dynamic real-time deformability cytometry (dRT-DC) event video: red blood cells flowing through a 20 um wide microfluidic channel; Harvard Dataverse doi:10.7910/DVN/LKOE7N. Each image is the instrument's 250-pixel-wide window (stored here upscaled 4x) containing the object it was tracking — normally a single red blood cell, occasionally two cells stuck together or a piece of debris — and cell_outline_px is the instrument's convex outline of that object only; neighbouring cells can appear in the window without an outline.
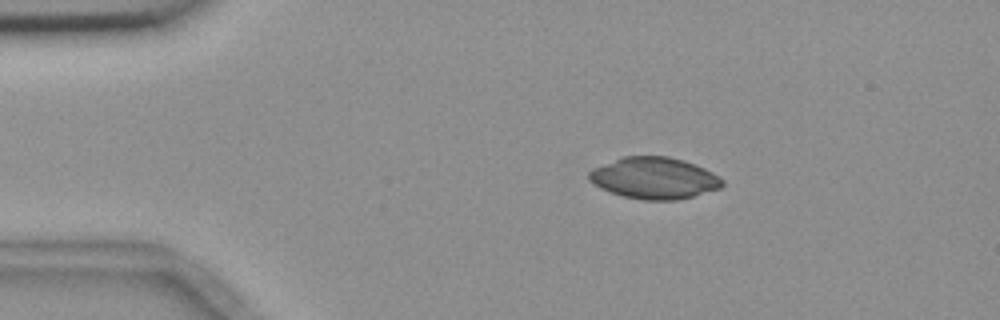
{"species": "common noctule bat (a hibernating species)", "species_latin": "Nyctalus noctula", "temperature_condition": "room temperature", "stored_images_in_passage": 54, "camera_frame_rate_fps": 3000, "um_per_image_px": 0.085, "animal": {"sex": "female", "body_mass_g": 18.4}, "frame": {"image": 1, "passage_image": 9, "time_ms": 2.667, "image_size_px": [1000, 320], "cell_outline_px": [[724, 184], [720, 188], [692, 196], [676, 200], [644, 200], [624, 196], [600, 188], [588, 180], [588, 172], [592, 168], [624, 156], [668, 156], [704, 168], [712, 172], [724, 180]], "centroid_in_image_um": [55.58, 15.14], "position_along_channel_um": 29.4, "area_um2": 32.02}}
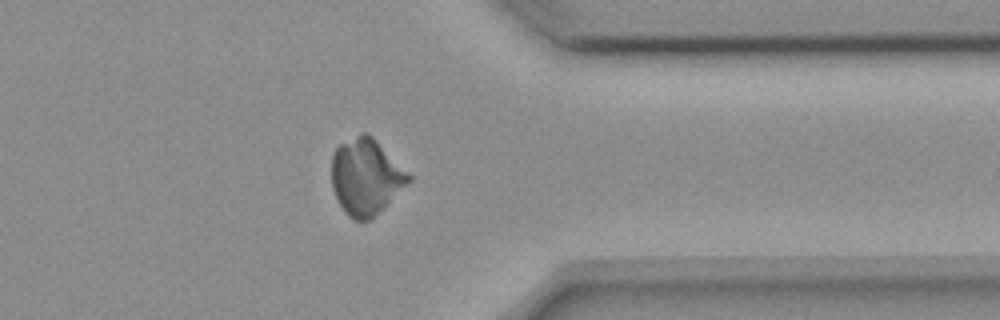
{"frame": {"image": 2, "passage_image": 43, "time_ms": 14.0, "image_size_px": [1000, 320], "cell_outline_px": [[412, 180], [384, 208], [368, 220], [356, 220], [348, 216], [344, 212], [332, 188], [332, 152], [340, 144], [360, 132], [368, 132], [412, 176]], "centroid_in_image_um": [31.1, 15.01], "position_along_channel_um": 380.3, "area_um2": 34.1}}
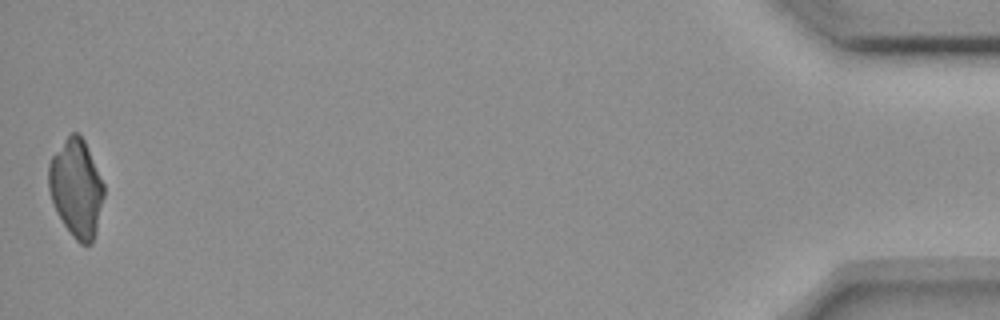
{"frame": {"image": 3, "passage_image": 54, "time_ms": 17.667, "image_size_px": [1000, 320], "cell_outline_px": [[104, 196], [96, 232], [92, 244], [80, 244], [72, 236], [56, 212], [48, 188], [48, 164], [52, 156], [68, 136], [72, 132], [80, 132], [84, 140], [104, 184]], "centroid_in_image_um": [6.48, 16.0], "position_along_channel_um": 428.7, "area_um2": 31.39}}